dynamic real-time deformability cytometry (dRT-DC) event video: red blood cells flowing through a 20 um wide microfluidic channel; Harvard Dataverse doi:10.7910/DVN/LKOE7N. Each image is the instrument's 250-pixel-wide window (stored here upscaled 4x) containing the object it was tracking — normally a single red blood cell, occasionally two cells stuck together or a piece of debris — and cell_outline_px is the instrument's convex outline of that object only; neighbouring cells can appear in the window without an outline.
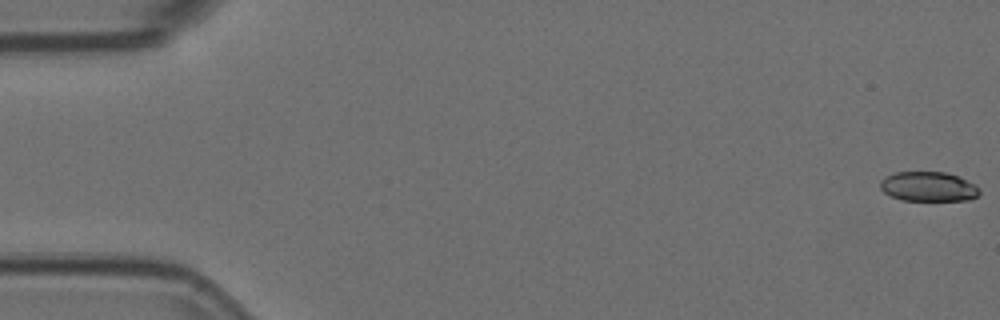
{"species": "Egyptian fruit bat (a non-hibernating species)", "species_latin": "Rousettus aegyptiacus", "temperature_condition": "room temperature", "stored_images_in_passage": 55, "camera_frame_rate_fps": 3000, "um_per_image_px": 0.085, "animal": {"sex": "female"}, "frame": {"image": 1, "passage_image": 1, "time_ms": 0.0, "image_size_px": [1000, 320], "cell_outline_px": [[980, 192], [976, 196], [968, 200], [904, 200], [892, 196], [884, 192], [880, 188], [880, 180], [896, 172], [944, 172], [960, 176], [976, 184], [980, 188]], "centroid_in_image_um": [78.95, 15.85], "position_along_channel_um": 6.0, "area_um2": 17.11}}
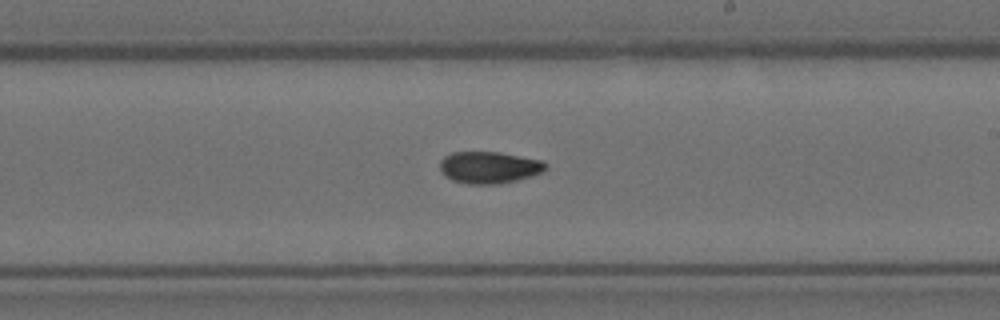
{"frame": {"image": 2, "passage_image": 32, "time_ms": 10.333, "image_size_px": [1000, 320], "cell_outline_px": [[548, 164], [544, 172], [532, 176], [500, 184], [468, 184], [452, 180], [444, 176], [440, 168], [440, 160], [444, 156], [452, 152], [496, 152], [540, 160]], "centroid_in_image_um": [41.56, 14.24], "position_along_channel_um": 247.4, "area_um2": 19.65}}
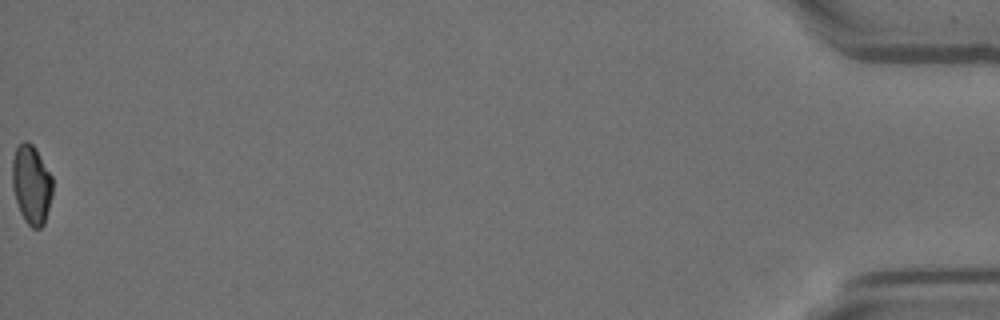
{"frame": {"image": 3, "passage_image": 55, "time_ms": 18.0, "image_size_px": [1000, 320], "cell_outline_px": [[52, 196], [44, 224], [40, 228], [32, 228], [24, 220], [20, 212], [12, 188], [12, 160], [16, 148], [24, 140], [28, 140], [36, 148], [52, 176]], "centroid_in_image_um": [2.67, 15.67], "position_along_channel_um": 432.5, "area_um2": 18.73}, "authors_computed_cell_mechanics": {"area_um2": 19.0162, "velocity_mm_per_s": 3.7772, "shape_relaxation_time_tau1_ms": null, "shape_relaxation_time_tau2_ms": 3.6223, "deformation_change_tau1": null, "deformation_change_tau2": 0.0688}}